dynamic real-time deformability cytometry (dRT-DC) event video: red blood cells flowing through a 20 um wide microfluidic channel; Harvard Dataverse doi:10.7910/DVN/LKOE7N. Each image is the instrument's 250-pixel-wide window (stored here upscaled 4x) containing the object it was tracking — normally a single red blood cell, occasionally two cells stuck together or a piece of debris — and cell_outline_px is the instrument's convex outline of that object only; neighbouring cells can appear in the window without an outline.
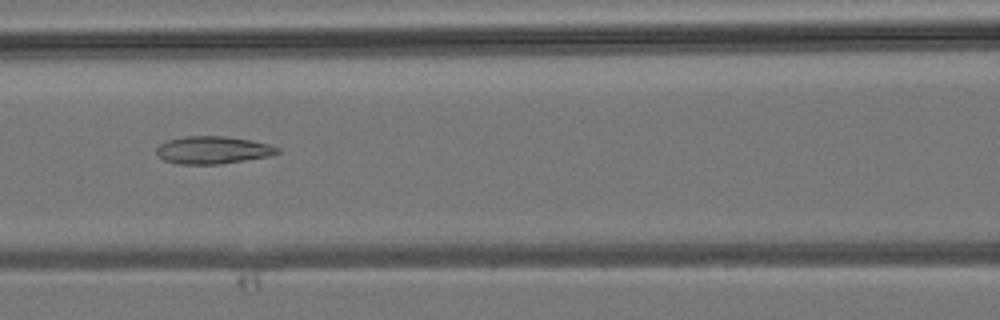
{"species": "common noctule bat (a hibernating species)", "species_latin": "Nyctalus noctula", "temperature_condition": "room temperature", "stored_images_in_passage": 33, "camera_frame_rate_fps": 3000, "um_per_image_px": 0.085, "animal": {"sex": "male", "body_mass_g": 19.2, "forearm_length_mm": 51.8}, "frame": {"image": 1, "passage_image": 8, "time_ms": 2.333, "image_size_px": [1000, 320], "cell_outline_px": [[280, 152], [268, 156], [220, 164], [176, 164], [164, 160], [156, 152], [156, 148], [160, 144], [168, 140], [184, 136], [228, 136], [252, 140], [272, 144], [280, 148]], "centroid_in_image_um": [18.11, 12.74], "position_along_channel_um": 148.5, "area_um2": 19.54}}
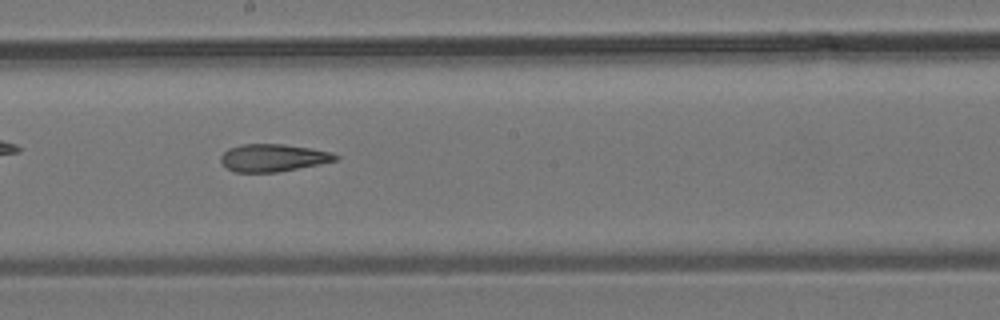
{"frame": {"image": 2, "passage_image": 13, "time_ms": 4.0, "image_size_px": [1000, 320], "cell_outline_px": [[340, 156], [336, 160], [320, 164], [276, 172], [236, 172], [228, 168], [220, 160], [220, 156], [228, 148], [240, 144], [284, 144], [312, 148], [332, 152]], "centroid_in_image_um": [23.22, 13.4], "position_along_channel_um": 225.0, "area_um2": 18.38}}
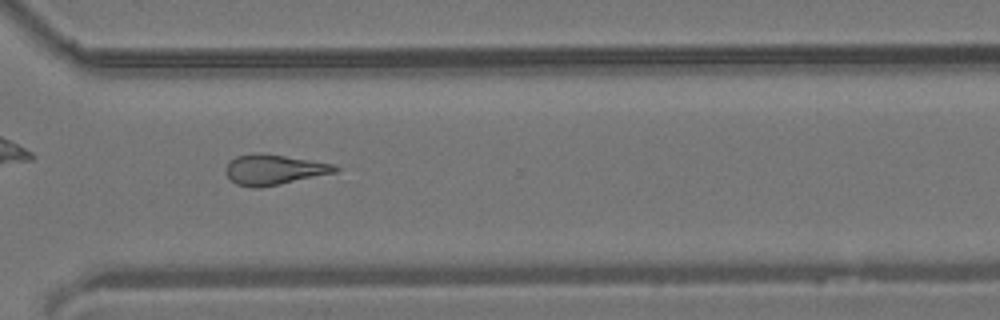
{"frame": {"image": 3, "passage_image": 21, "time_ms": 6.667, "image_size_px": [1000, 320], "cell_outline_px": [[340, 168], [336, 172], [280, 184], [260, 188], [252, 188], [236, 184], [224, 172], [224, 168], [236, 156], [260, 152], [332, 164]], "centroid_in_image_um": [23.24, 14.43], "position_along_channel_um": 347.4, "area_um2": 19.07}}